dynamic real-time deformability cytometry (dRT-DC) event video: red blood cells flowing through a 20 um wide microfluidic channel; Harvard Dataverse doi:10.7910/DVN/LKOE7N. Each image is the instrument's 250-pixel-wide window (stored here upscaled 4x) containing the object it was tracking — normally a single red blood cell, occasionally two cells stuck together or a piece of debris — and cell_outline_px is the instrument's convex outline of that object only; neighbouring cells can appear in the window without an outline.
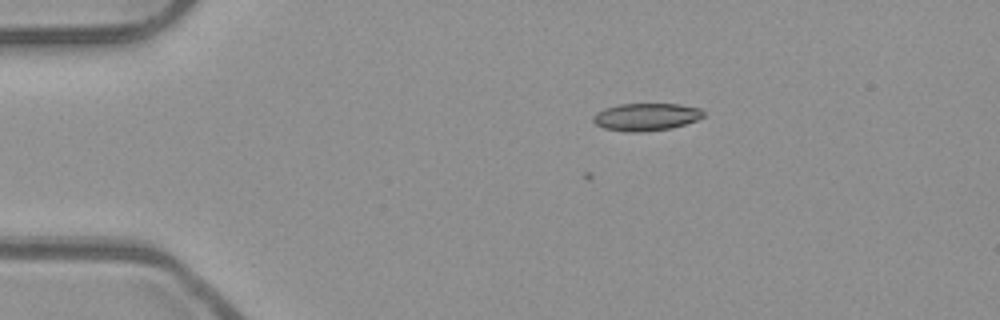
{"species": "common noctule bat (a hibernating species)", "species_latin": "Nyctalus noctula", "temperature_condition": "room temperature", "stored_images_in_passage": 2, "camera_frame_rate_fps": 3000, "um_per_image_px": 0.085, "animal": {"sex": "male", "body_mass_g": 23.1, "forearm_length_mm": 52.7}, "frame": {"image": 1, "passage_image": 2, "time_ms": 0.333, "image_size_px": [1000, 320], "cell_outline_px": [[704, 116], [696, 120], [672, 128], [640, 132], [628, 132], [604, 128], [596, 124], [592, 120], [592, 116], [596, 112], [604, 108], [620, 104], [680, 104], [700, 108], [704, 112]], "centroid_in_image_um": [54.9, 9.93], "position_along_channel_um": 30.1, "area_um2": 17.69}}